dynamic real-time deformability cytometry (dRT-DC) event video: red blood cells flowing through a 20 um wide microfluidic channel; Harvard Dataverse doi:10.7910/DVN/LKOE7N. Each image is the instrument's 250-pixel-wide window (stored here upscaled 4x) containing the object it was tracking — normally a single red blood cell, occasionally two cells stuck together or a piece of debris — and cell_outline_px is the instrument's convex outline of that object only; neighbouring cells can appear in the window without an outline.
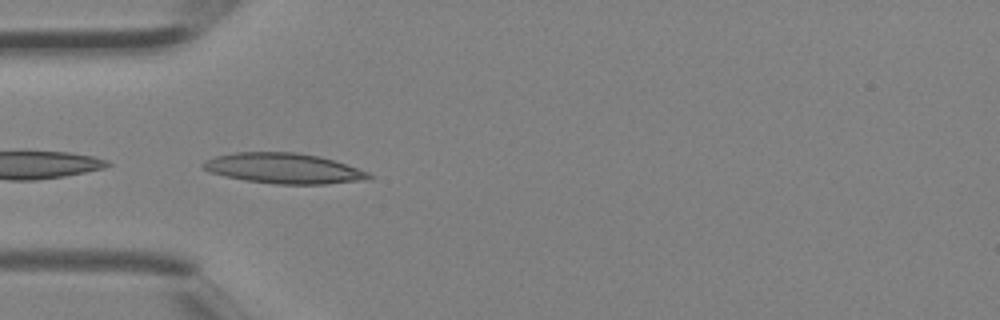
{"species": "Egyptian fruit bat (a non-hibernating species)", "species_latin": "Rousettus aegyptiacus", "temperature_condition": "room temperature", "stored_images_in_passage": 3, "camera_frame_rate_fps": 3000, "um_per_image_px": 0.085, "animal": {"sex": "female"}, "frame": {"image": 1, "passage_image": 3, "time_ms": 0.667, "image_size_px": [1000, 320], "cell_outline_px": [[376, 176], [360, 180], [324, 184], [276, 184], [244, 180], [208, 172], [200, 168], [200, 164], [204, 160], [216, 156], [236, 152], [296, 152], [320, 156], [368, 172]], "centroid_in_image_um": [24.03, 14.3], "position_along_channel_um": 61.0, "area_um2": 29.25}}